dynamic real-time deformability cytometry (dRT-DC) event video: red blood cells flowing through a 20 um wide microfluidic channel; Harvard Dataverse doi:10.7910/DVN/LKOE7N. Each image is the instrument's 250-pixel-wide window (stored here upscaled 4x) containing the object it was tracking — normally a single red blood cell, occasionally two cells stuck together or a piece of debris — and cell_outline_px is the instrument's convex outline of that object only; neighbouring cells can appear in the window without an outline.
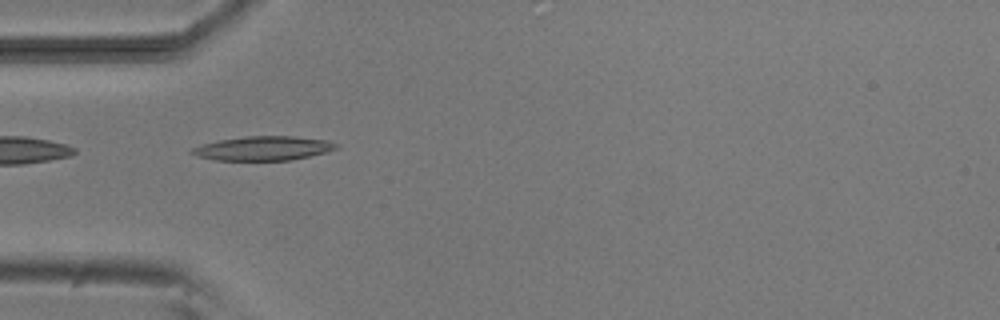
{"species": "common noctule bat (a hibernating species)", "species_latin": "Nyctalus noctula", "temperature_condition": "room temperature", "stored_images_in_passage": 4, "camera_frame_rate_fps": 3000, "um_per_image_px": 0.085, "animal": {"sex": "male", "body_mass_g": 20.5, "forearm_length_mm": 52.5}, "frame": {"image": 1, "passage_image": 2, "time_ms": 1.0, "image_size_px": [1000, 320], "cell_outline_px": [[340, 144], [336, 148], [324, 152], [292, 160], [216, 160], [196, 156], [188, 152], [192, 148], [204, 144], [220, 140], [248, 136], [292, 136], [328, 140]], "centroid_in_image_um": [22.37, 12.6], "position_along_channel_um": 62.6, "area_um2": 20.11}}
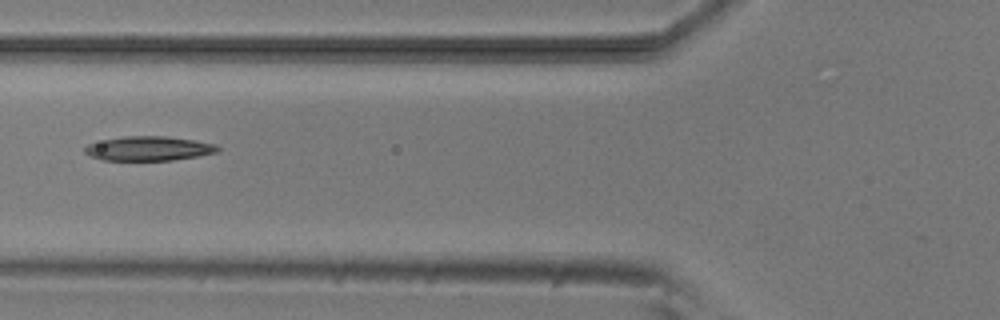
{"frame": {"image": 2, "passage_image": 3, "time_ms": 2.333, "image_size_px": [1000, 320], "cell_outline_px": [[220, 148], [216, 152], [196, 156], [172, 160], [100, 160], [84, 152], [84, 148], [88, 144], [104, 140], [124, 136], [164, 136], [192, 140], [216, 144]], "centroid_in_image_um": [12.61, 12.62], "position_along_channel_um": 113.2, "area_um2": 18.61}}
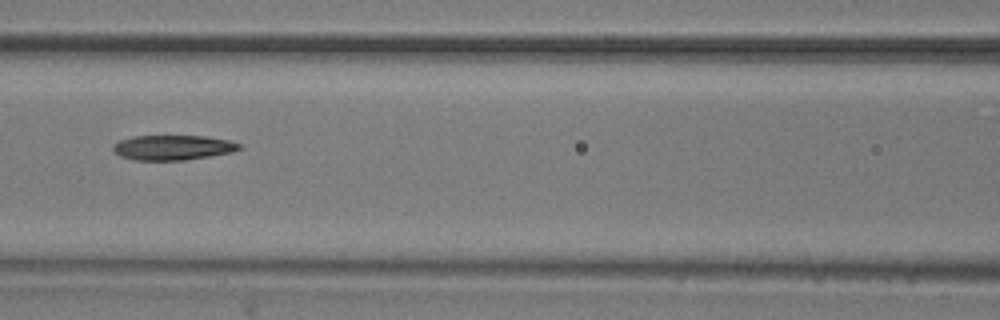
{"frame": {"image": 3, "passage_image": 4, "time_ms": 3.333, "image_size_px": [1000, 320], "cell_outline_px": [[244, 148], [232, 152], [184, 160], [132, 160], [120, 156], [112, 148], [112, 144], [120, 140], [132, 136], [204, 136], [228, 140], [240, 144]], "centroid_in_image_um": [14.67, 12.54], "position_along_channel_um": 151.9, "area_um2": 18.32}}